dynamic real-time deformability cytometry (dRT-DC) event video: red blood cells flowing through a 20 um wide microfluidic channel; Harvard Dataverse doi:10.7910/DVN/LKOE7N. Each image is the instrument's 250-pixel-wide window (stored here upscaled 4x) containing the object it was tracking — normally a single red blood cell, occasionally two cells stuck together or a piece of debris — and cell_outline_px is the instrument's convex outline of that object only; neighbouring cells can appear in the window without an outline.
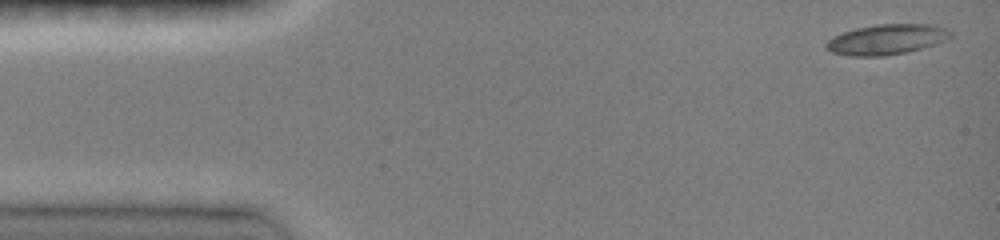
{"species": "common noctule bat (a hibernating species)", "species_latin": "Nyctalus noctula", "temperature_condition": "room temperature", "stored_images_in_passage": 7, "camera_frame_rate_fps": 3000, "um_per_image_px": 0.085, "animal": {"sex": "female", "body_mass_g": 19.0, "forearm_length_mm": 51.5}, "frame": {"image": 1, "passage_image": 1, "time_ms": 0.0, "image_size_px": [1000, 240], "cell_outline_px": [[952, 36], [944, 40], [920, 48], [904, 52], [884, 56], [848, 56], [832, 52], [824, 48], [824, 44], [832, 36], [856, 28], [876, 24], [936, 24], [948, 28], [952, 32]], "centroid_in_image_um": [75.33, 3.34], "position_along_channel_um": 9.7, "area_um2": 21.96}}